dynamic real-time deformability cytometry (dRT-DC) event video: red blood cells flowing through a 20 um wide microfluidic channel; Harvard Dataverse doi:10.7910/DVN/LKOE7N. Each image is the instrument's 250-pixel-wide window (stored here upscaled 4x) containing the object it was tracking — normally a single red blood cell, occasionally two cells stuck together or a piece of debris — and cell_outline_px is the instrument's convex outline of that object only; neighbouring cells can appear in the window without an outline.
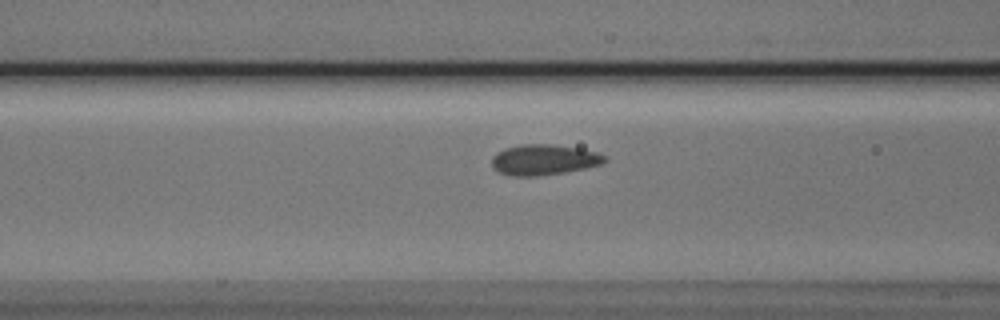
{"species": "Egyptian fruit bat (a non-hibernating species)", "species_latin": "Rousettus aegyptiacus", "temperature_condition": "cold", "stored_images_in_passage": 35, "camera_frame_rate_fps": 3000, "um_per_image_px": 0.085, "animal": {"sex": "male"}, "frame": {"image": 1, "passage_image": 11, "time_ms": 3.333, "image_size_px": [1000, 320], "cell_outline_px": [[608, 160], [600, 164], [584, 168], [564, 172], [536, 176], [512, 176], [500, 172], [492, 168], [492, 156], [496, 152], [504, 148], [520, 144], [552, 144], [580, 148], [596, 152], [608, 156]], "centroid_in_image_um": [46.21, 13.56], "position_along_channel_um": 120.4, "area_um2": 20.23}}
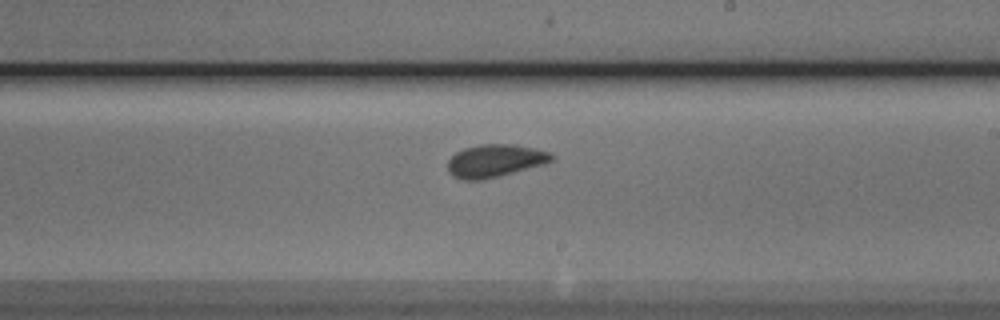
{"frame": {"image": 2, "passage_image": 21, "time_ms": 6.667, "image_size_px": [1000, 320], "cell_outline_px": [[556, 156], [552, 160], [544, 164], [500, 176], [480, 180], [464, 180], [452, 176], [448, 172], [448, 160], [456, 152], [464, 148], [480, 144], [516, 144], [552, 152]], "centroid_in_image_um": [42.09, 13.66], "position_along_channel_um": 246.9, "area_um2": 20.0}}
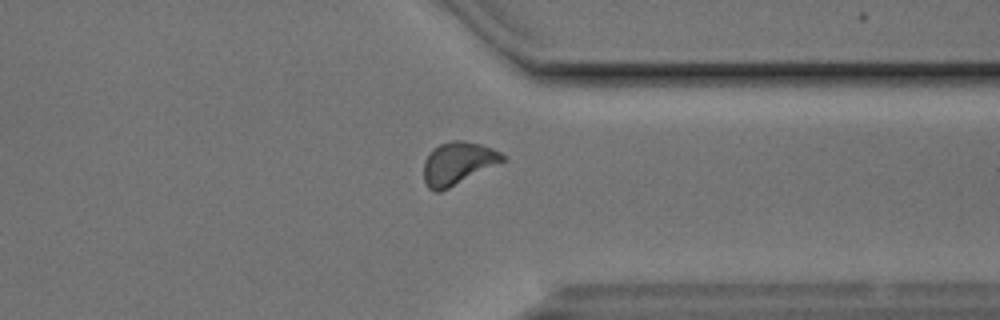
{"frame": {"image": 3, "passage_image": 31, "time_ms": 10.0, "image_size_px": [1000, 320], "cell_outline_px": [[508, 160], [440, 192], [436, 192], [428, 188], [424, 180], [424, 160], [432, 148], [440, 144], [452, 140], [464, 140], [480, 144], [492, 148], [500, 152]], "centroid_in_image_um": [38.93, 13.87], "position_along_channel_um": 372.5, "area_um2": 19.77}}